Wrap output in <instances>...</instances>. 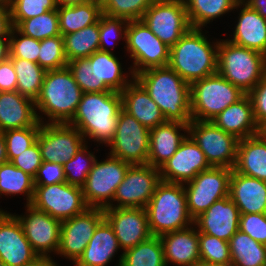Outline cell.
<instances>
[{"label": "cell", "instance_id": "cell-14", "mask_svg": "<svg viewBox=\"0 0 266 266\" xmlns=\"http://www.w3.org/2000/svg\"><path fill=\"white\" fill-rule=\"evenodd\" d=\"M150 130L123 109L119 112L113 140L108 144L109 155L130 164H147Z\"/></svg>", "mask_w": 266, "mask_h": 266}, {"label": "cell", "instance_id": "cell-39", "mask_svg": "<svg viewBox=\"0 0 266 266\" xmlns=\"http://www.w3.org/2000/svg\"><path fill=\"white\" fill-rule=\"evenodd\" d=\"M34 178L11 162L0 165V195L25 194L26 203L31 204L34 195ZM1 210V209H0Z\"/></svg>", "mask_w": 266, "mask_h": 266}, {"label": "cell", "instance_id": "cell-34", "mask_svg": "<svg viewBox=\"0 0 266 266\" xmlns=\"http://www.w3.org/2000/svg\"><path fill=\"white\" fill-rule=\"evenodd\" d=\"M231 263L234 266H266V245L238 230L229 239Z\"/></svg>", "mask_w": 266, "mask_h": 266}, {"label": "cell", "instance_id": "cell-33", "mask_svg": "<svg viewBox=\"0 0 266 266\" xmlns=\"http://www.w3.org/2000/svg\"><path fill=\"white\" fill-rule=\"evenodd\" d=\"M57 12L62 36L97 23L103 14L100 0H89L72 6H57Z\"/></svg>", "mask_w": 266, "mask_h": 266}, {"label": "cell", "instance_id": "cell-24", "mask_svg": "<svg viewBox=\"0 0 266 266\" xmlns=\"http://www.w3.org/2000/svg\"><path fill=\"white\" fill-rule=\"evenodd\" d=\"M193 226L160 236L167 266H195L200 262L199 232Z\"/></svg>", "mask_w": 266, "mask_h": 266}, {"label": "cell", "instance_id": "cell-38", "mask_svg": "<svg viewBox=\"0 0 266 266\" xmlns=\"http://www.w3.org/2000/svg\"><path fill=\"white\" fill-rule=\"evenodd\" d=\"M17 76L16 91L21 95L36 100L40 94L46 70L38 63L21 58H9Z\"/></svg>", "mask_w": 266, "mask_h": 266}, {"label": "cell", "instance_id": "cell-22", "mask_svg": "<svg viewBox=\"0 0 266 266\" xmlns=\"http://www.w3.org/2000/svg\"><path fill=\"white\" fill-rule=\"evenodd\" d=\"M240 211L227 196L214 202L205 212L193 220L199 233L212 235L218 239L229 241L239 230Z\"/></svg>", "mask_w": 266, "mask_h": 266}, {"label": "cell", "instance_id": "cell-25", "mask_svg": "<svg viewBox=\"0 0 266 266\" xmlns=\"http://www.w3.org/2000/svg\"><path fill=\"white\" fill-rule=\"evenodd\" d=\"M120 94L122 109L147 129L151 130L167 121L158 105L135 78Z\"/></svg>", "mask_w": 266, "mask_h": 266}, {"label": "cell", "instance_id": "cell-66", "mask_svg": "<svg viewBox=\"0 0 266 266\" xmlns=\"http://www.w3.org/2000/svg\"><path fill=\"white\" fill-rule=\"evenodd\" d=\"M0 266H6V265L0 260Z\"/></svg>", "mask_w": 266, "mask_h": 266}, {"label": "cell", "instance_id": "cell-4", "mask_svg": "<svg viewBox=\"0 0 266 266\" xmlns=\"http://www.w3.org/2000/svg\"><path fill=\"white\" fill-rule=\"evenodd\" d=\"M83 95L68 66L46 71L35 100L36 110L48 116L47 123H69Z\"/></svg>", "mask_w": 266, "mask_h": 266}, {"label": "cell", "instance_id": "cell-20", "mask_svg": "<svg viewBox=\"0 0 266 266\" xmlns=\"http://www.w3.org/2000/svg\"><path fill=\"white\" fill-rule=\"evenodd\" d=\"M104 218L112 226L122 250L135 247L152 236L145 208H104Z\"/></svg>", "mask_w": 266, "mask_h": 266}, {"label": "cell", "instance_id": "cell-30", "mask_svg": "<svg viewBox=\"0 0 266 266\" xmlns=\"http://www.w3.org/2000/svg\"><path fill=\"white\" fill-rule=\"evenodd\" d=\"M121 249L112 226L104 218L75 266H106Z\"/></svg>", "mask_w": 266, "mask_h": 266}, {"label": "cell", "instance_id": "cell-49", "mask_svg": "<svg viewBox=\"0 0 266 266\" xmlns=\"http://www.w3.org/2000/svg\"><path fill=\"white\" fill-rule=\"evenodd\" d=\"M83 93L97 92V74L88 58H79L67 64Z\"/></svg>", "mask_w": 266, "mask_h": 266}, {"label": "cell", "instance_id": "cell-36", "mask_svg": "<svg viewBox=\"0 0 266 266\" xmlns=\"http://www.w3.org/2000/svg\"><path fill=\"white\" fill-rule=\"evenodd\" d=\"M191 28H203L210 21L241 8L231 0H183Z\"/></svg>", "mask_w": 266, "mask_h": 266}, {"label": "cell", "instance_id": "cell-35", "mask_svg": "<svg viewBox=\"0 0 266 266\" xmlns=\"http://www.w3.org/2000/svg\"><path fill=\"white\" fill-rule=\"evenodd\" d=\"M116 266H167L161 238L151 236L135 247L125 250Z\"/></svg>", "mask_w": 266, "mask_h": 266}, {"label": "cell", "instance_id": "cell-40", "mask_svg": "<svg viewBox=\"0 0 266 266\" xmlns=\"http://www.w3.org/2000/svg\"><path fill=\"white\" fill-rule=\"evenodd\" d=\"M20 33L37 40L61 35L59 31L58 12L56 10L23 20L15 27Z\"/></svg>", "mask_w": 266, "mask_h": 266}, {"label": "cell", "instance_id": "cell-3", "mask_svg": "<svg viewBox=\"0 0 266 266\" xmlns=\"http://www.w3.org/2000/svg\"><path fill=\"white\" fill-rule=\"evenodd\" d=\"M201 28H190L171 48L168 66L189 85L217 73L218 44Z\"/></svg>", "mask_w": 266, "mask_h": 266}, {"label": "cell", "instance_id": "cell-8", "mask_svg": "<svg viewBox=\"0 0 266 266\" xmlns=\"http://www.w3.org/2000/svg\"><path fill=\"white\" fill-rule=\"evenodd\" d=\"M125 49L134 60L131 77L146 69L168 66L170 47L154 35L142 20L129 21Z\"/></svg>", "mask_w": 266, "mask_h": 266}, {"label": "cell", "instance_id": "cell-31", "mask_svg": "<svg viewBox=\"0 0 266 266\" xmlns=\"http://www.w3.org/2000/svg\"><path fill=\"white\" fill-rule=\"evenodd\" d=\"M233 169L266 182V138L259 133L239 140Z\"/></svg>", "mask_w": 266, "mask_h": 266}, {"label": "cell", "instance_id": "cell-51", "mask_svg": "<svg viewBox=\"0 0 266 266\" xmlns=\"http://www.w3.org/2000/svg\"><path fill=\"white\" fill-rule=\"evenodd\" d=\"M10 162L34 178L37 174L38 168L43 163L40 147L37 141L28 149L20 153V155L14 157Z\"/></svg>", "mask_w": 266, "mask_h": 266}, {"label": "cell", "instance_id": "cell-64", "mask_svg": "<svg viewBox=\"0 0 266 266\" xmlns=\"http://www.w3.org/2000/svg\"><path fill=\"white\" fill-rule=\"evenodd\" d=\"M24 266H39V257L35 261H33L29 264H26Z\"/></svg>", "mask_w": 266, "mask_h": 266}, {"label": "cell", "instance_id": "cell-50", "mask_svg": "<svg viewBox=\"0 0 266 266\" xmlns=\"http://www.w3.org/2000/svg\"><path fill=\"white\" fill-rule=\"evenodd\" d=\"M239 230L266 245V213L240 214Z\"/></svg>", "mask_w": 266, "mask_h": 266}, {"label": "cell", "instance_id": "cell-28", "mask_svg": "<svg viewBox=\"0 0 266 266\" xmlns=\"http://www.w3.org/2000/svg\"><path fill=\"white\" fill-rule=\"evenodd\" d=\"M212 122L239 140L260 133L254 119L252 101L248 94L225 108Z\"/></svg>", "mask_w": 266, "mask_h": 266}, {"label": "cell", "instance_id": "cell-1", "mask_svg": "<svg viewBox=\"0 0 266 266\" xmlns=\"http://www.w3.org/2000/svg\"><path fill=\"white\" fill-rule=\"evenodd\" d=\"M134 78L145 88L167 121L191 122L190 85L169 66L153 67Z\"/></svg>", "mask_w": 266, "mask_h": 266}, {"label": "cell", "instance_id": "cell-44", "mask_svg": "<svg viewBox=\"0 0 266 266\" xmlns=\"http://www.w3.org/2000/svg\"><path fill=\"white\" fill-rule=\"evenodd\" d=\"M12 26L16 27L23 20H27L56 10V0H12L9 5Z\"/></svg>", "mask_w": 266, "mask_h": 266}, {"label": "cell", "instance_id": "cell-55", "mask_svg": "<svg viewBox=\"0 0 266 266\" xmlns=\"http://www.w3.org/2000/svg\"><path fill=\"white\" fill-rule=\"evenodd\" d=\"M12 27L9 6L0 4V37H9Z\"/></svg>", "mask_w": 266, "mask_h": 266}, {"label": "cell", "instance_id": "cell-32", "mask_svg": "<svg viewBox=\"0 0 266 266\" xmlns=\"http://www.w3.org/2000/svg\"><path fill=\"white\" fill-rule=\"evenodd\" d=\"M97 74V92H121L134 78L123 75L122 66L113 52L96 51L88 57Z\"/></svg>", "mask_w": 266, "mask_h": 266}, {"label": "cell", "instance_id": "cell-54", "mask_svg": "<svg viewBox=\"0 0 266 266\" xmlns=\"http://www.w3.org/2000/svg\"><path fill=\"white\" fill-rule=\"evenodd\" d=\"M17 76L12 64L8 58L0 62V92L16 91Z\"/></svg>", "mask_w": 266, "mask_h": 266}, {"label": "cell", "instance_id": "cell-17", "mask_svg": "<svg viewBox=\"0 0 266 266\" xmlns=\"http://www.w3.org/2000/svg\"><path fill=\"white\" fill-rule=\"evenodd\" d=\"M103 219V208L89 207L83 213L62 221L57 254L72 260L75 264L84 253L96 227Z\"/></svg>", "mask_w": 266, "mask_h": 266}, {"label": "cell", "instance_id": "cell-2", "mask_svg": "<svg viewBox=\"0 0 266 266\" xmlns=\"http://www.w3.org/2000/svg\"><path fill=\"white\" fill-rule=\"evenodd\" d=\"M122 109L120 92L83 93L75 115L68 123L83 135L99 144L108 145L114 138L119 112Z\"/></svg>", "mask_w": 266, "mask_h": 266}, {"label": "cell", "instance_id": "cell-15", "mask_svg": "<svg viewBox=\"0 0 266 266\" xmlns=\"http://www.w3.org/2000/svg\"><path fill=\"white\" fill-rule=\"evenodd\" d=\"M44 162L64 164L85 144L82 133L68 123H42L37 135Z\"/></svg>", "mask_w": 266, "mask_h": 266}, {"label": "cell", "instance_id": "cell-65", "mask_svg": "<svg viewBox=\"0 0 266 266\" xmlns=\"http://www.w3.org/2000/svg\"><path fill=\"white\" fill-rule=\"evenodd\" d=\"M12 0H0V4L9 6Z\"/></svg>", "mask_w": 266, "mask_h": 266}, {"label": "cell", "instance_id": "cell-62", "mask_svg": "<svg viewBox=\"0 0 266 266\" xmlns=\"http://www.w3.org/2000/svg\"><path fill=\"white\" fill-rule=\"evenodd\" d=\"M233 2L234 5H243V4H247L248 0H231Z\"/></svg>", "mask_w": 266, "mask_h": 266}, {"label": "cell", "instance_id": "cell-59", "mask_svg": "<svg viewBox=\"0 0 266 266\" xmlns=\"http://www.w3.org/2000/svg\"><path fill=\"white\" fill-rule=\"evenodd\" d=\"M89 0H56L57 6H72L85 3Z\"/></svg>", "mask_w": 266, "mask_h": 266}, {"label": "cell", "instance_id": "cell-27", "mask_svg": "<svg viewBox=\"0 0 266 266\" xmlns=\"http://www.w3.org/2000/svg\"><path fill=\"white\" fill-rule=\"evenodd\" d=\"M229 196L240 214L266 213V182L232 169Z\"/></svg>", "mask_w": 266, "mask_h": 266}, {"label": "cell", "instance_id": "cell-12", "mask_svg": "<svg viewBox=\"0 0 266 266\" xmlns=\"http://www.w3.org/2000/svg\"><path fill=\"white\" fill-rule=\"evenodd\" d=\"M188 134L204 152L211 166L234 168L238 138L217 127L212 121L191 120Z\"/></svg>", "mask_w": 266, "mask_h": 266}, {"label": "cell", "instance_id": "cell-45", "mask_svg": "<svg viewBox=\"0 0 266 266\" xmlns=\"http://www.w3.org/2000/svg\"><path fill=\"white\" fill-rule=\"evenodd\" d=\"M200 261L221 264L231 263L229 242L215 236L199 233Z\"/></svg>", "mask_w": 266, "mask_h": 266}, {"label": "cell", "instance_id": "cell-16", "mask_svg": "<svg viewBox=\"0 0 266 266\" xmlns=\"http://www.w3.org/2000/svg\"><path fill=\"white\" fill-rule=\"evenodd\" d=\"M161 181L159 169L149 164L131 165L117 187L113 202L115 208H145Z\"/></svg>", "mask_w": 266, "mask_h": 266}, {"label": "cell", "instance_id": "cell-13", "mask_svg": "<svg viewBox=\"0 0 266 266\" xmlns=\"http://www.w3.org/2000/svg\"><path fill=\"white\" fill-rule=\"evenodd\" d=\"M141 20L170 48L191 28L183 0H155Z\"/></svg>", "mask_w": 266, "mask_h": 266}, {"label": "cell", "instance_id": "cell-10", "mask_svg": "<svg viewBox=\"0 0 266 266\" xmlns=\"http://www.w3.org/2000/svg\"><path fill=\"white\" fill-rule=\"evenodd\" d=\"M231 173L230 168L212 166L185 183L187 210L193 220L214 202L229 196Z\"/></svg>", "mask_w": 266, "mask_h": 266}, {"label": "cell", "instance_id": "cell-48", "mask_svg": "<svg viewBox=\"0 0 266 266\" xmlns=\"http://www.w3.org/2000/svg\"><path fill=\"white\" fill-rule=\"evenodd\" d=\"M128 22V20L123 18L102 14L99 19V51L112 52L107 45H111L109 41H112L113 36L116 39L119 38L126 41Z\"/></svg>", "mask_w": 266, "mask_h": 266}, {"label": "cell", "instance_id": "cell-58", "mask_svg": "<svg viewBox=\"0 0 266 266\" xmlns=\"http://www.w3.org/2000/svg\"><path fill=\"white\" fill-rule=\"evenodd\" d=\"M8 162L6 141L2 132H0V165Z\"/></svg>", "mask_w": 266, "mask_h": 266}, {"label": "cell", "instance_id": "cell-6", "mask_svg": "<svg viewBox=\"0 0 266 266\" xmlns=\"http://www.w3.org/2000/svg\"><path fill=\"white\" fill-rule=\"evenodd\" d=\"M217 73L248 94L266 75V55L220 40Z\"/></svg>", "mask_w": 266, "mask_h": 266}, {"label": "cell", "instance_id": "cell-19", "mask_svg": "<svg viewBox=\"0 0 266 266\" xmlns=\"http://www.w3.org/2000/svg\"><path fill=\"white\" fill-rule=\"evenodd\" d=\"M212 167L200 147L187 133L174 155L160 168L162 181L185 184Z\"/></svg>", "mask_w": 266, "mask_h": 266}, {"label": "cell", "instance_id": "cell-60", "mask_svg": "<svg viewBox=\"0 0 266 266\" xmlns=\"http://www.w3.org/2000/svg\"><path fill=\"white\" fill-rule=\"evenodd\" d=\"M39 266H58L52 258L39 257Z\"/></svg>", "mask_w": 266, "mask_h": 266}, {"label": "cell", "instance_id": "cell-23", "mask_svg": "<svg viewBox=\"0 0 266 266\" xmlns=\"http://www.w3.org/2000/svg\"><path fill=\"white\" fill-rule=\"evenodd\" d=\"M38 114L34 100L17 91L0 92V132L41 126L44 121Z\"/></svg>", "mask_w": 266, "mask_h": 266}, {"label": "cell", "instance_id": "cell-29", "mask_svg": "<svg viewBox=\"0 0 266 266\" xmlns=\"http://www.w3.org/2000/svg\"><path fill=\"white\" fill-rule=\"evenodd\" d=\"M230 42L266 55V18L243 4Z\"/></svg>", "mask_w": 266, "mask_h": 266}, {"label": "cell", "instance_id": "cell-47", "mask_svg": "<svg viewBox=\"0 0 266 266\" xmlns=\"http://www.w3.org/2000/svg\"><path fill=\"white\" fill-rule=\"evenodd\" d=\"M39 50L40 40L26 36L12 27L9 35V58H21L38 63Z\"/></svg>", "mask_w": 266, "mask_h": 266}, {"label": "cell", "instance_id": "cell-42", "mask_svg": "<svg viewBox=\"0 0 266 266\" xmlns=\"http://www.w3.org/2000/svg\"><path fill=\"white\" fill-rule=\"evenodd\" d=\"M95 161L93 152H89L85 144L71 160L63 164L66 182L82 187Z\"/></svg>", "mask_w": 266, "mask_h": 266}, {"label": "cell", "instance_id": "cell-9", "mask_svg": "<svg viewBox=\"0 0 266 266\" xmlns=\"http://www.w3.org/2000/svg\"><path fill=\"white\" fill-rule=\"evenodd\" d=\"M108 157L101 162L96 159L82 186L84 199L89 207L104 209L113 205L116 189L132 165L111 155Z\"/></svg>", "mask_w": 266, "mask_h": 266}, {"label": "cell", "instance_id": "cell-21", "mask_svg": "<svg viewBox=\"0 0 266 266\" xmlns=\"http://www.w3.org/2000/svg\"><path fill=\"white\" fill-rule=\"evenodd\" d=\"M38 257L16 216L0 210V260L6 266H24Z\"/></svg>", "mask_w": 266, "mask_h": 266}, {"label": "cell", "instance_id": "cell-61", "mask_svg": "<svg viewBox=\"0 0 266 266\" xmlns=\"http://www.w3.org/2000/svg\"><path fill=\"white\" fill-rule=\"evenodd\" d=\"M195 266H234L232 263H221V264H214V263H208L204 261H200Z\"/></svg>", "mask_w": 266, "mask_h": 266}, {"label": "cell", "instance_id": "cell-18", "mask_svg": "<svg viewBox=\"0 0 266 266\" xmlns=\"http://www.w3.org/2000/svg\"><path fill=\"white\" fill-rule=\"evenodd\" d=\"M26 215H15L20 222L25 237L39 257L51 258L57 254L60 244L61 221L51 217L30 204H26Z\"/></svg>", "mask_w": 266, "mask_h": 266}, {"label": "cell", "instance_id": "cell-5", "mask_svg": "<svg viewBox=\"0 0 266 266\" xmlns=\"http://www.w3.org/2000/svg\"><path fill=\"white\" fill-rule=\"evenodd\" d=\"M145 210L152 236L160 237L193 224L187 210L184 184L161 180Z\"/></svg>", "mask_w": 266, "mask_h": 266}, {"label": "cell", "instance_id": "cell-26", "mask_svg": "<svg viewBox=\"0 0 266 266\" xmlns=\"http://www.w3.org/2000/svg\"><path fill=\"white\" fill-rule=\"evenodd\" d=\"M181 130L184 134H180ZM186 132L188 124L178 121H166L151 129L147 164L159 169L177 151Z\"/></svg>", "mask_w": 266, "mask_h": 266}, {"label": "cell", "instance_id": "cell-43", "mask_svg": "<svg viewBox=\"0 0 266 266\" xmlns=\"http://www.w3.org/2000/svg\"><path fill=\"white\" fill-rule=\"evenodd\" d=\"M38 64L46 71L67 66L62 35L40 40Z\"/></svg>", "mask_w": 266, "mask_h": 266}, {"label": "cell", "instance_id": "cell-46", "mask_svg": "<svg viewBox=\"0 0 266 266\" xmlns=\"http://www.w3.org/2000/svg\"><path fill=\"white\" fill-rule=\"evenodd\" d=\"M40 131V126H31L2 132L6 141L8 162L32 146Z\"/></svg>", "mask_w": 266, "mask_h": 266}, {"label": "cell", "instance_id": "cell-57", "mask_svg": "<svg viewBox=\"0 0 266 266\" xmlns=\"http://www.w3.org/2000/svg\"><path fill=\"white\" fill-rule=\"evenodd\" d=\"M9 37H0V62L9 58Z\"/></svg>", "mask_w": 266, "mask_h": 266}, {"label": "cell", "instance_id": "cell-37", "mask_svg": "<svg viewBox=\"0 0 266 266\" xmlns=\"http://www.w3.org/2000/svg\"><path fill=\"white\" fill-rule=\"evenodd\" d=\"M64 53L68 62L88 58L99 51V21L79 31L63 35Z\"/></svg>", "mask_w": 266, "mask_h": 266}, {"label": "cell", "instance_id": "cell-7", "mask_svg": "<svg viewBox=\"0 0 266 266\" xmlns=\"http://www.w3.org/2000/svg\"><path fill=\"white\" fill-rule=\"evenodd\" d=\"M246 93L218 73L190 85L191 120L212 121Z\"/></svg>", "mask_w": 266, "mask_h": 266}, {"label": "cell", "instance_id": "cell-53", "mask_svg": "<svg viewBox=\"0 0 266 266\" xmlns=\"http://www.w3.org/2000/svg\"><path fill=\"white\" fill-rule=\"evenodd\" d=\"M66 182L63 164L44 162L34 177V185H51Z\"/></svg>", "mask_w": 266, "mask_h": 266}, {"label": "cell", "instance_id": "cell-41", "mask_svg": "<svg viewBox=\"0 0 266 266\" xmlns=\"http://www.w3.org/2000/svg\"><path fill=\"white\" fill-rule=\"evenodd\" d=\"M155 0H100L102 13L128 21L141 20Z\"/></svg>", "mask_w": 266, "mask_h": 266}, {"label": "cell", "instance_id": "cell-52", "mask_svg": "<svg viewBox=\"0 0 266 266\" xmlns=\"http://www.w3.org/2000/svg\"><path fill=\"white\" fill-rule=\"evenodd\" d=\"M253 105V115L259 129L266 123V75L248 93Z\"/></svg>", "mask_w": 266, "mask_h": 266}, {"label": "cell", "instance_id": "cell-63", "mask_svg": "<svg viewBox=\"0 0 266 266\" xmlns=\"http://www.w3.org/2000/svg\"><path fill=\"white\" fill-rule=\"evenodd\" d=\"M260 134L266 138V123L260 128Z\"/></svg>", "mask_w": 266, "mask_h": 266}, {"label": "cell", "instance_id": "cell-56", "mask_svg": "<svg viewBox=\"0 0 266 266\" xmlns=\"http://www.w3.org/2000/svg\"><path fill=\"white\" fill-rule=\"evenodd\" d=\"M247 4L259 15L266 18V0H248Z\"/></svg>", "mask_w": 266, "mask_h": 266}, {"label": "cell", "instance_id": "cell-11", "mask_svg": "<svg viewBox=\"0 0 266 266\" xmlns=\"http://www.w3.org/2000/svg\"><path fill=\"white\" fill-rule=\"evenodd\" d=\"M30 205L61 222L89 208L84 199L82 187L67 182L35 185Z\"/></svg>", "mask_w": 266, "mask_h": 266}]
</instances>
